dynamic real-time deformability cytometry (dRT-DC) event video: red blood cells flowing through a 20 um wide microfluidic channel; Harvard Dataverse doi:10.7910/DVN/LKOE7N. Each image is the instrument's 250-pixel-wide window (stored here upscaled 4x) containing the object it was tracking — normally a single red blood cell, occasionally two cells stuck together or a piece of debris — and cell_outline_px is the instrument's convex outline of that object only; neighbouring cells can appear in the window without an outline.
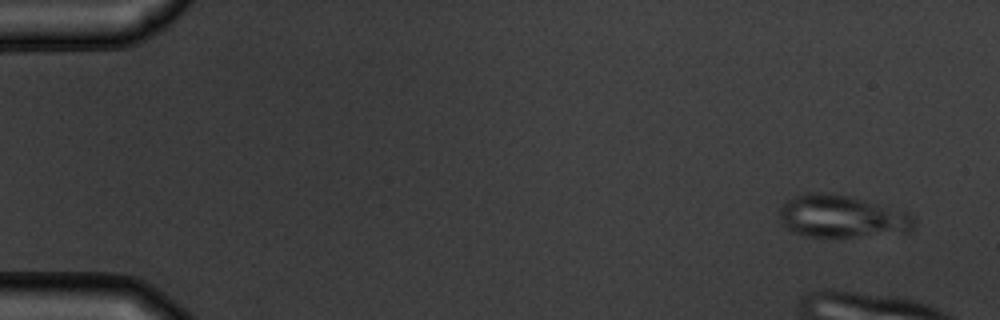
{"species": "common noctule bat (a hibernating species)", "species_latin": "Nyctalus noctula", "temperature_condition": "warm", "stored_images_in_passage": 6, "camera_frame_rate_fps": 3000, "um_per_image_px": 0.085, "animal": {"sex": "male", "body_mass_g": 19.5, "forearm_length_mm": 54.6}, "frame": {"image": 1, "passage_image": 1, "time_ms": 0.0, "image_size_px": [1000, 320], "cell_outline_px": [[912, 232], [856, 236], [804, 236], [788, 228], [780, 220], [780, 208], [788, 200], [796, 196], [808, 192], [824, 192], [848, 196], [864, 200], [904, 212], [912, 216]], "centroid_in_image_um": [71.52, 18.39], "position_along_channel_um": 13.5, "area_um2": 32.43}}